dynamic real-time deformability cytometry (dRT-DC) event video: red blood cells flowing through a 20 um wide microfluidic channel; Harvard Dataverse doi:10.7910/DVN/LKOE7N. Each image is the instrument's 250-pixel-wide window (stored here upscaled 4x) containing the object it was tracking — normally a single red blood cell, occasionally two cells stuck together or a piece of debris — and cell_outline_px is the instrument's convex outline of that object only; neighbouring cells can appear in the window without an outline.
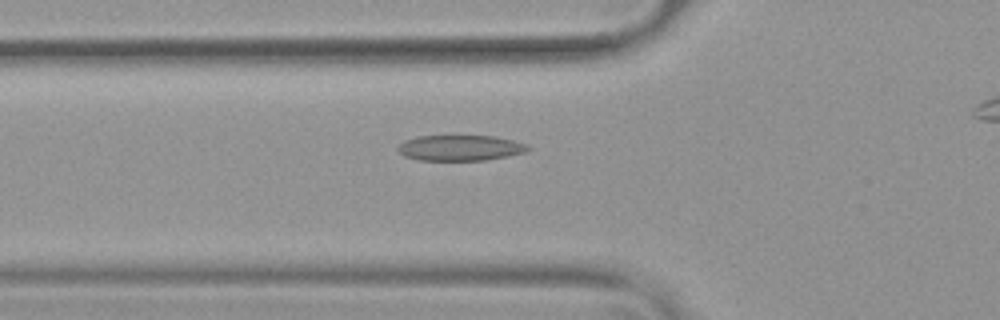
{"species": "common noctule bat (a hibernating species)", "species_latin": "Nyctalus noctula", "temperature_condition": "warm", "stored_images_in_passage": 44, "camera_frame_rate_fps": 3000, "um_per_image_px": 0.085, "animal": {"sex": "female", "body_mass_g": 19.9}, "frame": {"image": 1, "passage_image": 15, "time_ms": 4.667, "image_size_px": [1000, 320], "cell_outline_px": [[532, 148], [524, 152], [508, 156], [484, 160], [420, 160], [404, 156], [396, 148], [404, 140], [416, 136], [452, 132], [496, 136], [528, 144]], "centroid_in_image_um": [39.1, 12.5], "position_along_channel_um": 86.7, "area_um2": 20.58}}
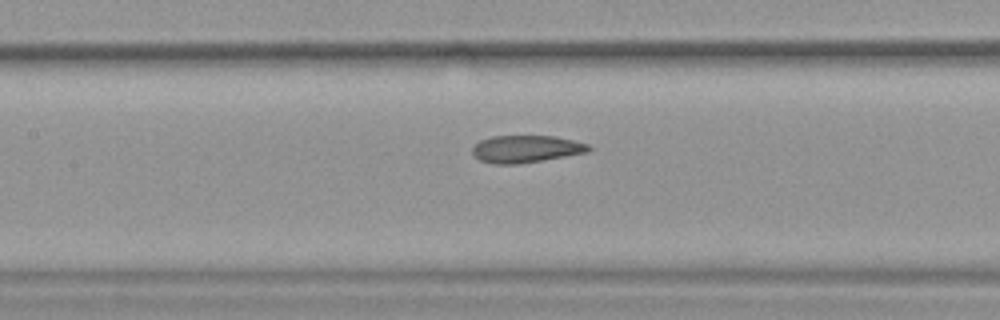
{"frame": {"image": 2, "passage_image": 21, "time_ms": 6.667, "image_size_px": [1000, 320], "cell_outline_px": [[592, 148], [588, 152], [544, 160], [520, 164], [492, 164], [480, 160], [472, 152], [472, 148], [480, 140], [492, 136], [556, 136], [588, 144]], "centroid_in_image_um": [44.71, 12.66], "position_along_channel_um": 162.7, "area_um2": 18.5}}
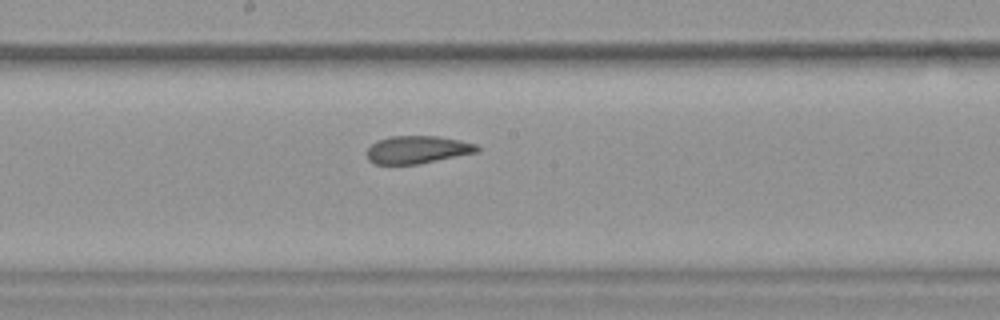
{"frame": {"image": 3, "passage_image": 25, "time_ms": 8.0, "image_size_px": [1000, 320], "cell_outline_px": [[480, 152], [420, 164], [372, 164], [368, 160], [364, 152], [376, 140], [388, 136], [440, 136], [460, 140], [476, 144], [480, 148]], "centroid_in_image_um": [35.46, 12.72], "position_along_channel_um": 212.7, "area_um2": 18.26}}